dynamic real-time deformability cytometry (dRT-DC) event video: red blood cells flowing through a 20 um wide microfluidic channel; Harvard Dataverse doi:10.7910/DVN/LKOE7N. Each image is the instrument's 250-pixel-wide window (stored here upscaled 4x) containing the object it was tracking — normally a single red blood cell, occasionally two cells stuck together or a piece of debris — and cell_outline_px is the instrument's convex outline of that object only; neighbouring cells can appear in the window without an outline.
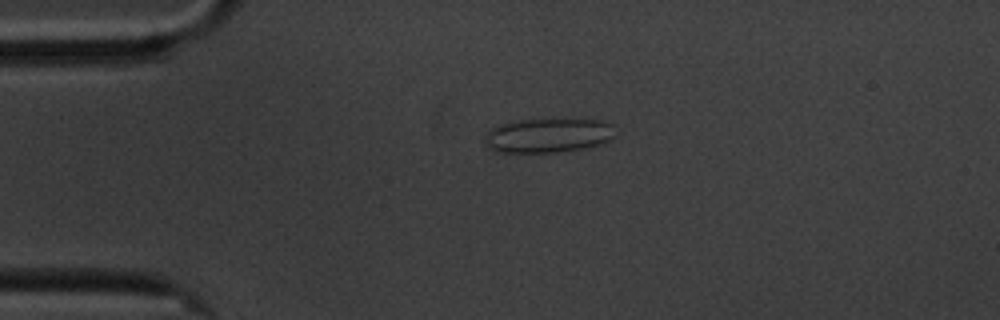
{"species": "common noctule bat (a hibernating species)", "species_latin": "Nyctalus noctula", "temperature_condition": "cold", "stored_images_in_passage": 46, "camera_frame_rate_fps": 3000, "um_per_image_px": 0.085, "animal": {"sex": "male", "body_mass_g": 20.1, "forearm_length_mm": 53.5}, "frame": {"image": 1, "passage_image": 1, "time_ms": 0.0, "image_size_px": [1000, 320], "cell_outline_px": [[616, 136], [612, 140], [604, 144], [556, 152], [496, 152], [488, 148], [484, 144], [484, 136], [492, 128], [500, 124], [520, 120], [552, 116], [580, 116], [608, 120], [616, 124]], "centroid_in_image_um": [46.74, 11.42], "position_along_channel_um": 38.3, "area_um2": 28.09}}
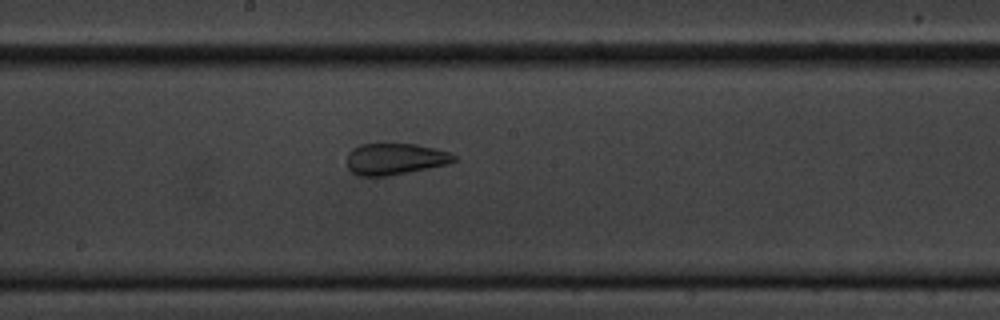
{"frame": {"image": 2, "passage_image": 19, "time_ms": 6.0, "image_size_px": [1000, 320], "cell_outline_px": [[456, 160], [448, 164], [408, 172], [384, 176], [360, 176], [352, 172], [348, 168], [348, 152], [352, 148], [360, 144], [384, 140], [416, 144], [436, 148], [452, 152], [456, 156]], "centroid_in_image_um": [33.57, 13.45], "position_along_channel_um": 214.6, "area_um2": 20.46}}
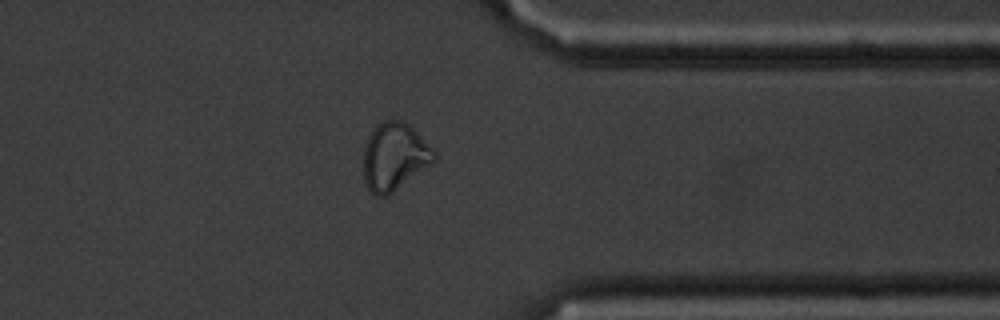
{"frame": {"image": 3, "passage_image": 34, "time_ms": 11.0, "image_size_px": [1000, 320], "cell_outline_px": [[436, 160], [432, 164], [388, 196], [376, 196], [364, 184], [364, 148], [368, 136], [376, 124], [384, 120], [400, 120], [408, 124], [436, 152]], "centroid_in_image_um": [33.52, 13.33], "position_along_channel_um": 377.9, "area_um2": 27.86}, "authors_computed_cell_mechanics": {"area_um2": 21.5016, "velocity_mm_per_s": 3.3968, "shape_relaxation_time_tau1_ms": null, "shape_relaxation_time_tau2_ms": 1.744, "deformation_change_tau1": null, "deformation_change_tau2": 0.078}}